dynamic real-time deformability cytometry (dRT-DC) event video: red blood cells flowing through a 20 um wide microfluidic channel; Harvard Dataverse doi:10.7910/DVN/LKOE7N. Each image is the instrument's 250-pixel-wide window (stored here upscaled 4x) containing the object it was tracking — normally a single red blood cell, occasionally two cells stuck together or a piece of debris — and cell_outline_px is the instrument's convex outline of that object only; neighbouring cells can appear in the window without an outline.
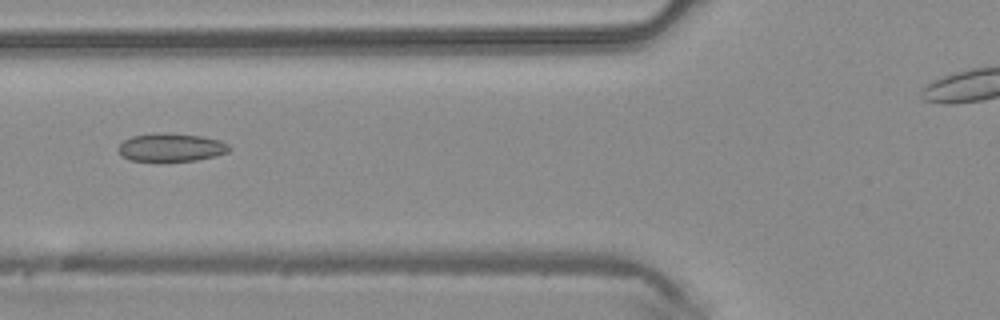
{"species": "common noctule bat (a hibernating species)", "species_latin": "Nyctalus noctula", "temperature_condition": "warm", "stored_images_in_passage": 35, "camera_frame_rate_fps": 3000, "um_per_image_px": 0.085, "animal": {"sex": "male", "body_mass_g": 20.4}, "frame": {"image": 1, "passage_image": 11, "time_ms": 3.333, "image_size_px": [1000, 320], "cell_outline_px": [[232, 148], [228, 152], [216, 156], [196, 160], [128, 160], [116, 148], [124, 140], [132, 136], [200, 136], [220, 140], [228, 144]], "centroid_in_image_um": [14.6, 12.58], "position_along_channel_um": 111.2, "area_um2": 16.99}}
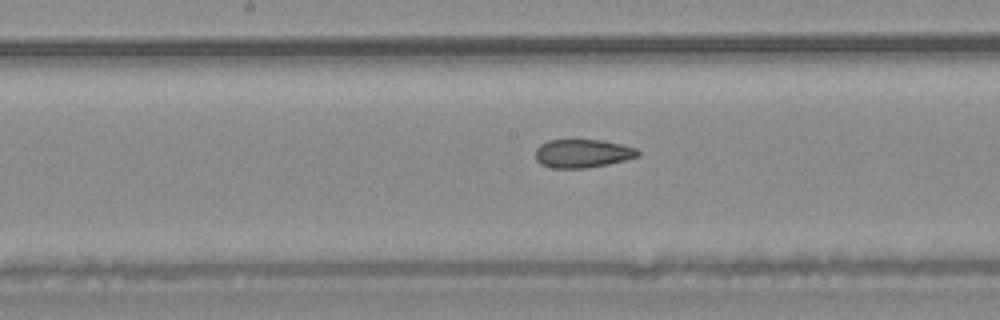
{"frame": {"image": 2, "passage_image": 17, "time_ms": 5.333, "image_size_px": [1000, 320], "cell_outline_px": [[640, 156], [608, 164], [588, 168], [552, 168], [540, 164], [536, 160], [536, 148], [540, 144], [548, 140], [600, 140], [620, 144], [636, 148], [640, 152]], "centroid_in_image_um": [49.5, 13.05], "position_along_channel_um": 198.7, "area_um2": 16.99}}
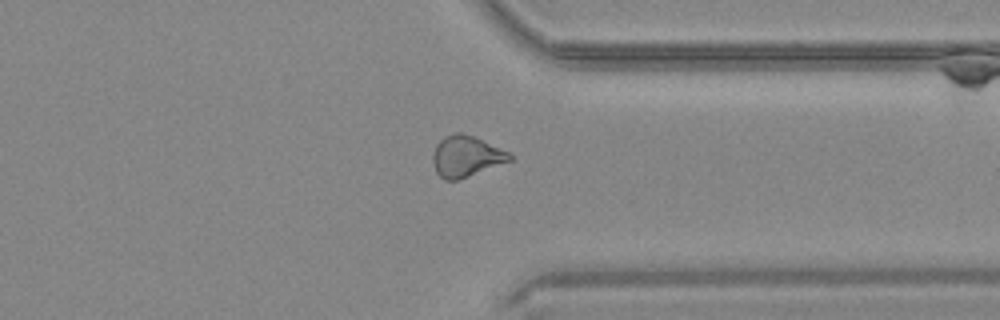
{"frame": {"image": 3, "passage_image": 29, "time_ms": 9.333, "image_size_px": [1000, 320], "cell_outline_px": [[512, 160], [456, 180], [444, 180], [436, 172], [432, 160], [432, 152], [436, 144], [444, 136], [456, 132], [460, 132], [472, 136], [500, 148], [508, 152], [512, 156]], "centroid_in_image_um": [39.57, 13.28], "position_along_channel_um": 371.8, "area_um2": 18.09}}